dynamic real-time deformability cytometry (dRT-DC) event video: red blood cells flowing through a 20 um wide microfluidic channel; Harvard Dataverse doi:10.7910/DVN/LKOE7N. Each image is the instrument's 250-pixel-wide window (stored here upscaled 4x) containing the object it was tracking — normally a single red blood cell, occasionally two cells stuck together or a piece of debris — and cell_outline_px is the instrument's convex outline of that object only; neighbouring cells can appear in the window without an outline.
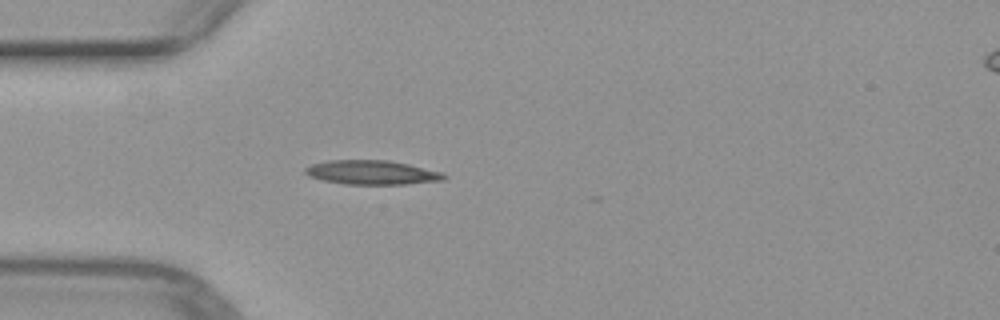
{"species": "common noctule bat (a hibernating species)", "species_latin": "Nyctalus noctula", "temperature_condition": "warm", "stored_images_in_passage": 5, "camera_frame_rate_fps": 3000, "um_per_image_px": 0.085, "animal": {"sex": "female", "body_mass_g": 29.2, "forearm_length_mm": 56.3}, "frame": {"image": 1, "passage_image": 1, "time_ms": 0.0, "image_size_px": [1000, 320], "cell_outline_px": [[448, 176], [444, 180], [404, 184], [344, 184], [320, 180], [308, 176], [304, 172], [304, 168], [312, 164], [332, 160], [388, 160], [408, 164], [444, 172]], "centroid_in_image_um": [31.61, 14.66], "position_along_channel_um": 53.4, "area_um2": 19.65}}
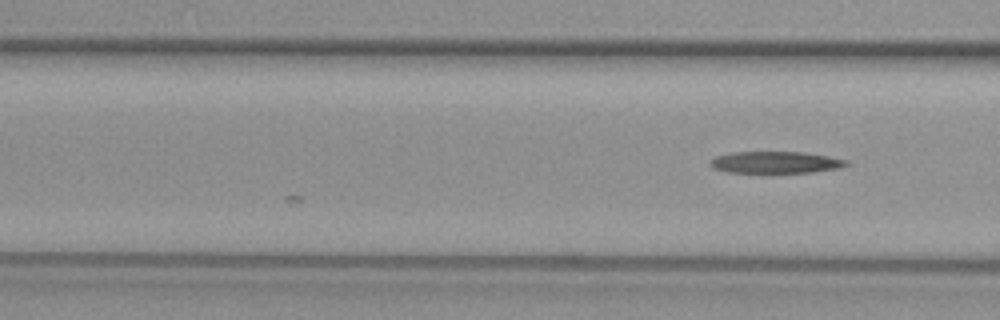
{"frame": {"image": 2, "passage_image": 5, "time_ms": 1.333, "image_size_px": [1000, 320], "cell_outline_px": [[848, 164], [844, 168], [812, 172], [728, 172], [712, 168], [708, 164], [708, 160], [716, 156], [732, 152], [804, 152], [828, 156], [848, 160]], "centroid_in_image_um": [65.92, 13.79], "position_along_channel_um": 100.7, "area_um2": 17.4}}